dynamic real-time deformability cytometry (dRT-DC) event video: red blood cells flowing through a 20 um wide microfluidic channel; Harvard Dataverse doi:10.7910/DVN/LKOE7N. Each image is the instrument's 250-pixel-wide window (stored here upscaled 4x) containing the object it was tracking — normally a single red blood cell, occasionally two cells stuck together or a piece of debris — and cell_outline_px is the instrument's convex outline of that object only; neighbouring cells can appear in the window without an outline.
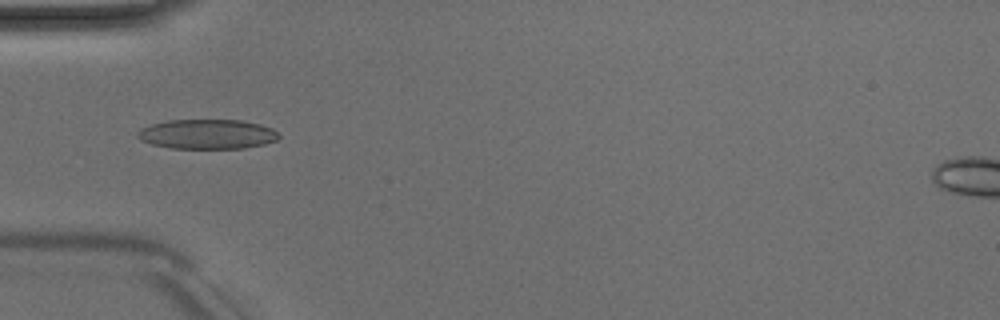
{"species": "Egyptian fruit bat (a non-hibernating species)", "species_latin": "Rousettus aegyptiacus", "temperature_condition": "room temperature", "stored_images_in_passage": 50, "camera_frame_rate_fps": 3000, "um_per_image_px": 0.085, "animal": {"sex": "male"}, "frame": {"image": 1, "passage_image": 16, "time_ms": 5.0, "image_size_px": [1000, 320], "cell_outline_px": [[280, 136], [276, 140], [264, 144], [244, 148], [172, 148], [152, 144], [140, 140], [136, 136], [136, 132], [140, 128], [152, 124], [168, 120], [240, 120], [260, 124], [272, 128]], "centroid_in_image_um": [17.59, 11.4], "position_along_channel_um": 67.4, "area_um2": 24.39}}
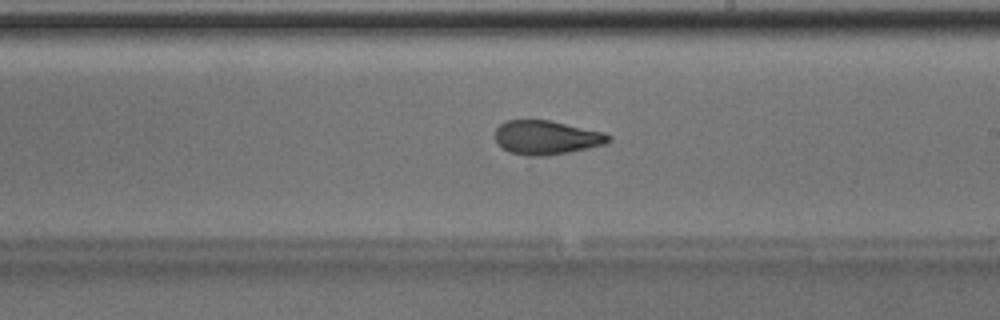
{"frame": {"image": 2, "passage_image": 29, "time_ms": 9.333, "image_size_px": [1000, 320], "cell_outline_px": [[612, 140], [604, 144], [588, 148], [548, 156], [528, 156], [512, 152], [504, 148], [496, 140], [496, 128], [504, 120], [548, 120], [604, 132], [612, 136]], "centroid_in_image_um": [46.47, 11.68], "position_along_channel_um": 242.5, "area_um2": 22.31}}
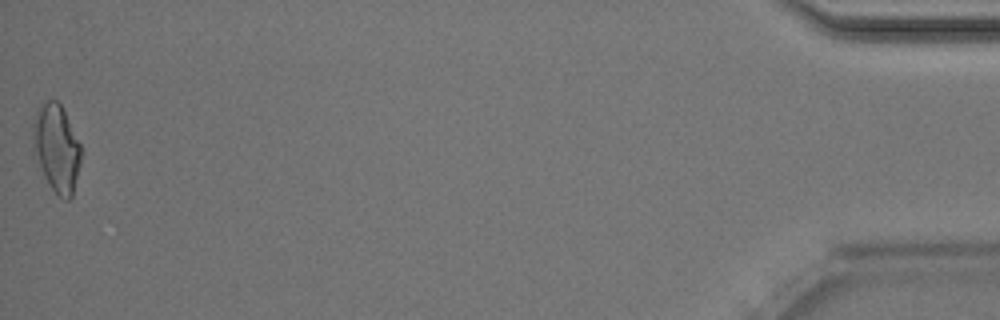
{"frame": {"image": 3, "passage_image": 50, "time_ms": 16.333, "image_size_px": [1000, 320], "cell_outline_px": [[80, 164], [72, 196], [68, 200], [64, 200], [52, 188], [44, 176], [32, 156], [32, 124], [36, 112], [48, 100], [56, 100], [60, 104], [80, 144]], "centroid_in_image_um": [4.76, 12.62], "position_along_channel_um": 430.4, "area_um2": 24.39}, "authors_computed_cell_mechanics": {"area_um2": 22.9177, "velocity_mm_per_s": 4.0517, "shape_relaxation_time_tau1_ms": 4.3355, "shape_relaxation_time_tau2_ms": 1.3146, "deformation_change_tau1": 0.1645, "deformation_change_tau2": 0.0893}}